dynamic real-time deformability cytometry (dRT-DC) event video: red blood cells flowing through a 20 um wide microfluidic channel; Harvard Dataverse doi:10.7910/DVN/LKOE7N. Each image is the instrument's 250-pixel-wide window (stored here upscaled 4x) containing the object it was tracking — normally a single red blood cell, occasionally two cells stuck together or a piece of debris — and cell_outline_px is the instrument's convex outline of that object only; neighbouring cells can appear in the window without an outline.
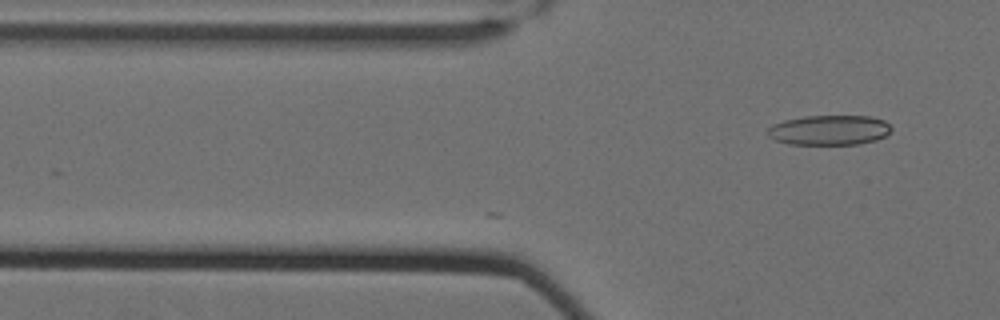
{"species": "Egyptian fruit bat (a non-hibernating species)", "species_latin": "Rousettus aegyptiacus", "temperature_condition": "cold", "stored_images_in_passage": 7, "camera_frame_rate_fps": 3000, "um_per_image_px": 0.085, "animal": {"sex": "female"}, "frame": {"image": 1, "passage_image": 7, "time_ms": 2.0, "image_size_px": [1000, 320], "cell_outline_px": [[892, 128], [884, 136], [876, 140], [860, 144], [788, 144], [776, 140], [768, 136], [768, 128], [772, 124], [784, 120], [804, 116], [872, 116], [884, 120]], "centroid_in_image_um": [70.48, 11.05], "position_along_channel_um": 55.3, "area_um2": 21.56}}